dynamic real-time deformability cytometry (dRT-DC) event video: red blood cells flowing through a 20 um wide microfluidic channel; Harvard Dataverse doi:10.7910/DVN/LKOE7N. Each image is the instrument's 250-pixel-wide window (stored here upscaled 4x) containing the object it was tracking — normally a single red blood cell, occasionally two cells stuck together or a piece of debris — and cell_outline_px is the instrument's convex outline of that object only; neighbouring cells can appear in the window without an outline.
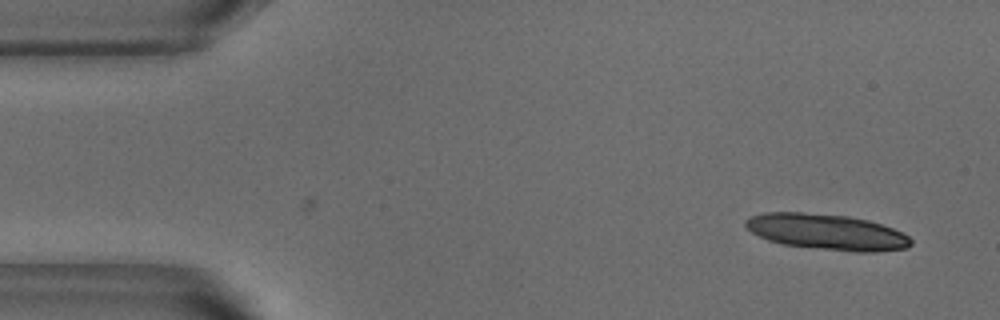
{"species": "common noctule bat (a hibernating species)", "species_latin": "Nyctalus noctula", "temperature_condition": "warm", "stored_images_in_passage": 42, "camera_frame_rate_fps": 3000, "um_per_image_px": 0.085, "animal": {"sex": "male", "body_mass_g": 18.8}, "frame": {"image": 1, "passage_image": 1, "time_ms": 0.0, "image_size_px": [1000, 320], "cell_outline_px": [[912, 244], [908, 248], [876, 252], [856, 252], [784, 244], [768, 240], [752, 232], [744, 224], [744, 220], [748, 216], [764, 212], [804, 212], [848, 216], [868, 220], [904, 232], [912, 240]], "centroid_in_image_um": [70.29, 19.7], "position_along_channel_um": 14.7, "area_um2": 34.51}}
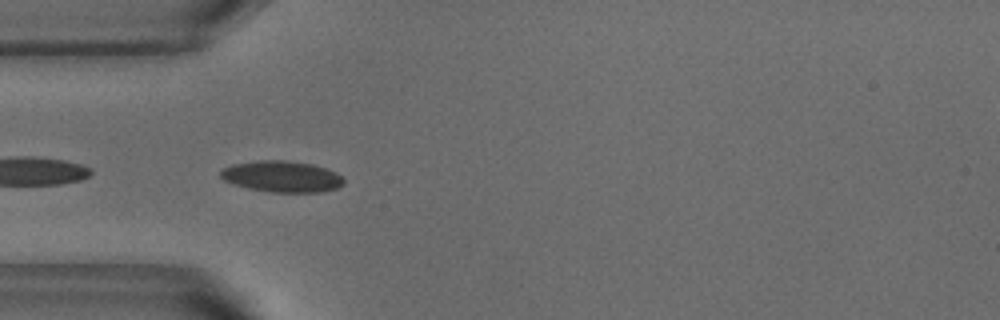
{"frame": {"image": 2, "passage_image": 13, "time_ms": 4.0, "image_size_px": [1000, 320], "cell_outline_px": [[344, 184], [336, 188], [320, 192], [272, 192], [248, 188], [224, 180], [220, 176], [220, 172], [224, 168], [232, 164], [260, 160], [288, 160], [312, 164], [336, 172], [344, 180]], "centroid_in_image_um": [23.96, 15.0], "position_along_channel_um": 61.0, "area_um2": 22.25}, "authors_computed_cell_mechanics": {"area_um2": 21.5594, "velocity_mm_per_s": 3.8172, "shape_relaxation_time_tau1_ms": 4.8311, "shape_relaxation_time_tau2_ms": 1.3868, "deformation_change_tau1": 0.1332, "deformation_change_tau2": 0.0631}}